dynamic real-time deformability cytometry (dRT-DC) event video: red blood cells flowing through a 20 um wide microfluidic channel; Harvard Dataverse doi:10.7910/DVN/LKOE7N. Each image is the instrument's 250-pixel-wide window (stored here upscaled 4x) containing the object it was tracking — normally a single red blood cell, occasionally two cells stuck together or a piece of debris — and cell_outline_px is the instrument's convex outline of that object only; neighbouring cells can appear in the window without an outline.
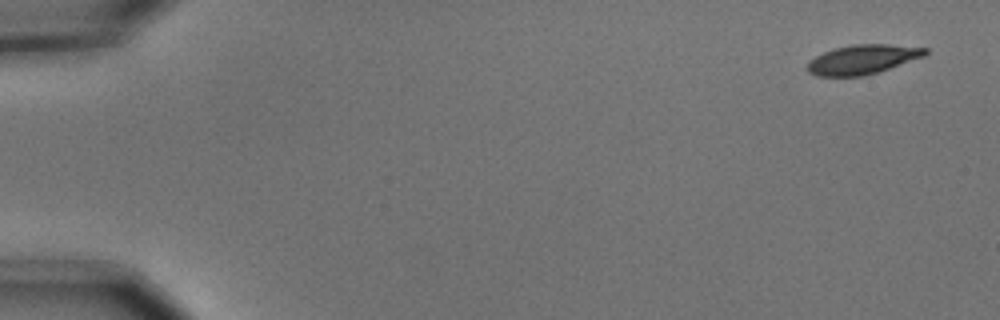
{"species": "common noctule bat (a hibernating species)", "species_latin": "Nyctalus noctula", "temperature_condition": "cold", "stored_images_in_passage": 5, "camera_frame_rate_fps": 3000, "um_per_image_px": 0.085, "animal": {"sex": "male", "body_mass_g": 15.6}, "frame": {"image": 1, "passage_image": 1, "time_ms": 0.0, "image_size_px": [1000, 320], "cell_outline_px": [[928, 52], [924, 56], [876, 72], [860, 76], [816, 76], [808, 72], [804, 68], [808, 60], [824, 52], [836, 48], [852, 44], [888, 44], [928, 48]], "centroid_in_image_um": [73.25, 5.05], "position_along_channel_um": 11.7, "area_um2": 20.06}}
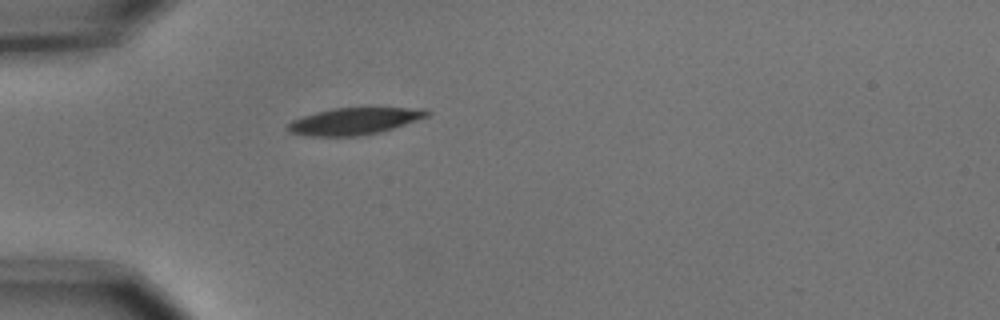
{"frame": {"image": 2, "passage_image": 5, "time_ms": 1.333, "image_size_px": [1000, 320], "cell_outline_px": [[432, 112], [428, 116], [380, 132], [356, 136], [312, 136], [292, 132], [288, 128], [288, 124], [292, 120], [316, 112], [332, 108], [364, 104], [428, 108]], "centroid_in_image_um": [30.26, 10.21], "position_along_channel_um": 54.7, "area_um2": 22.83}}